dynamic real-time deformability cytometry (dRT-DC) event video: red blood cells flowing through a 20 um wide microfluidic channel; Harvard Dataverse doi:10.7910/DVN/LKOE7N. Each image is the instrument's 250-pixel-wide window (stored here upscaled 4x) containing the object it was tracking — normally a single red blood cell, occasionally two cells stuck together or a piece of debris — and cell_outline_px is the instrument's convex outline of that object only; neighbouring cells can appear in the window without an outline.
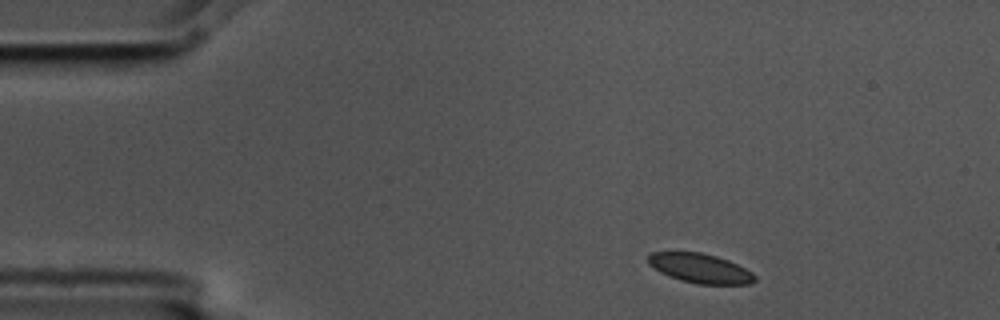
{"species": "common noctule bat (a hibernating species)", "species_latin": "Nyctalus noctula", "temperature_condition": "cold", "stored_images_in_passage": 3, "camera_frame_rate_fps": 3000, "um_per_image_px": 0.085, "animal": {"sex": "male", "body_mass_g": 17.5, "forearm_length_mm": 52.3}, "frame": {"image": 1, "passage_image": 1, "time_ms": 0.0, "image_size_px": [1000, 320], "cell_outline_px": [[756, 280], [752, 284], [696, 284], [680, 280], [668, 276], [660, 272], [648, 264], [648, 256], [652, 252], [700, 252], [716, 256], [728, 260], [752, 272], [756, 276]], "centroid_in_image_um": [59.51, 22.81], "position_along_channel_um": 25.5, "area_um2": 18.32}}